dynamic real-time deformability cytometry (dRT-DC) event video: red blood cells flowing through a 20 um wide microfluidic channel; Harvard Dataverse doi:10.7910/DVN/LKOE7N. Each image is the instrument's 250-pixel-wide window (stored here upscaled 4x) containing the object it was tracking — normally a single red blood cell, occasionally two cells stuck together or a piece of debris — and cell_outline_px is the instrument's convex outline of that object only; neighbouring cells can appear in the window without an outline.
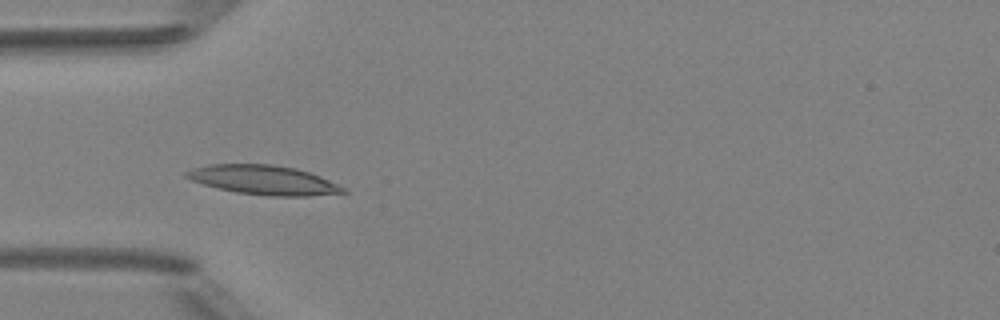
{"species": "Egyptian fruit bat (a non-hibernating species)", "species_latin": "Rousettus aegyptiacus", "temperature_condition": "room temperature", "stored_images_in_passage": 6, "camera_frame_rate_fps": 3000, "um_per_image_px": 0.085, "animal": {"sex": "female"}, "frame": {"image": 1, "passage_image": 3, "time_ms": 3.0, "image_size_px": [1000, 320], "cell_outline_px": [[348, 192], [308, 196], [272, 196], [236, 192], [216, 188], [192, 180], [184, 176], [184, 172], [192, 168], [208, 164], [272, 164], [296, 168], [320, 176], [344, 188]], "centroid_in_image_um": [22.36, 15.29], "position_along_channel_um": 62.6, "area_um2": 26.65}}
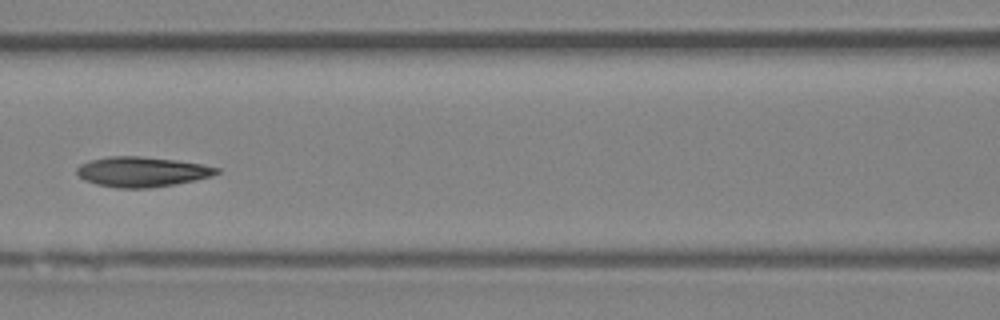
{"frame": {"image": 2, "passage_image": 5, "time_ms": 5.333, "image_size_px": [1000, 320], "cell_outline_px": [[220, 172], [212, 176], [176, 184], [148, 188], [116, 188], [96, 184], [84, 180], [76, 172], [76, 168], [80, 164], [88, 160], [108, 156], [140, 156], [176, 160], [200, 164], [220, 168]], "centroid_in_image_um": [12.04, 14.6], "position_along_channel_um": 154.6, "area_um2": 24.57}}
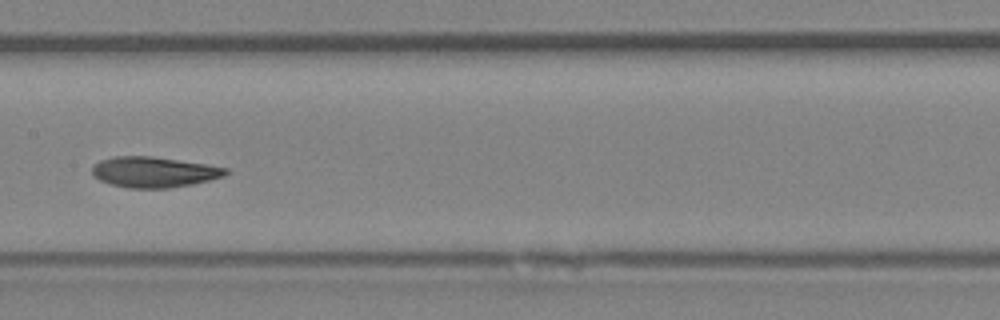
{"frame": {"image": 3, "passage_image": 6, "time_ms": 6.333, "image_size_px": [1000, 320], "cell_outline_px": [[228, 172], [224, 176], [192, 184], [168, 188], [128, 188], [112, 184], [100, 180], [92, 176], [92, 164], [100, 160], [112, 156], [152, 156], [208, 164], [228, 168]], "centroid_in_image_um": [13.05, 14.61], "position_along_channel_um": 194.3, "area_um2": 23.93}}